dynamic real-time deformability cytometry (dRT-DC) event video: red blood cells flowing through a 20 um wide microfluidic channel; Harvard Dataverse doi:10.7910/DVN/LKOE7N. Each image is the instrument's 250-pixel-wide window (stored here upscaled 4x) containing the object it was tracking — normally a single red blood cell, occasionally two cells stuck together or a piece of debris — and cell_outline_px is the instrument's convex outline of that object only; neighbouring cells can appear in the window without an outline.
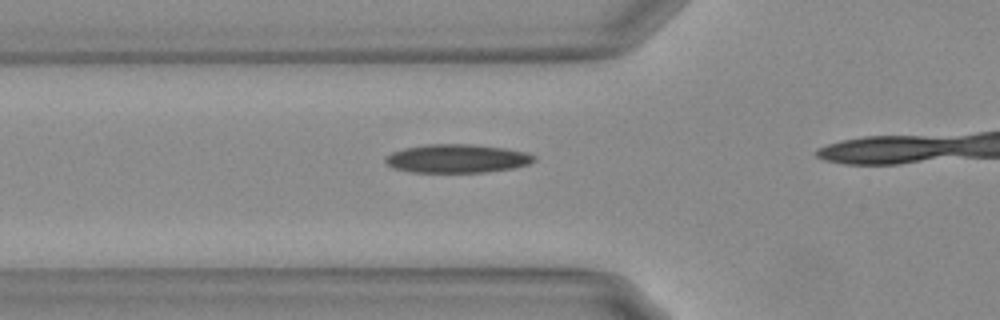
{"species": "Egyptian fruit bat (a non-hibernating species)", "species_latin": "Rousettus aegyptiacus", "temperature_condition": "warm", "stored_images_in_passage": 17, "camera_frame_rate_fps": 3000, "um_per_image_px": 0.085, "animal": {"sex": "female"}, "frame": {"image": 1, "passage_image": 6, "time_ms": 1.667, "image_size_px": [1000, 320], "cell_outline_px": [[536, 160], [528, 164], [516, 168], [484, 172], [408, 172], [392, 168], [384, 160], [384, 156], [392, 152], [404, 148], [428, 144], [472, 144], [504, 148], [528, 152], [536, 156]], "centroid_in_image_um": [38.85, 13.48], "position_along_channel_um": 86.9, "area_um2": 24.97}}
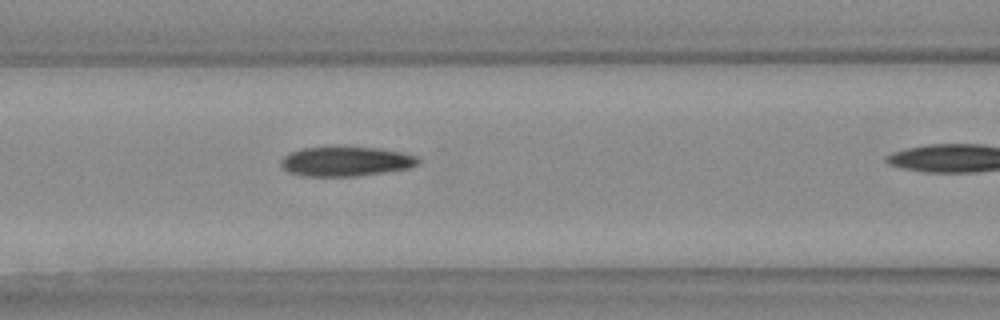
{"frame": {"image": 2, "passage_image": 10, "time_ms": 3.0, "image_size_px": [1000, 320], "cell_outline_px": [[420, 164], [408, 168], [384, 172], [356, 176], [304, 176], [288, 172], [280, 164], [280, 160], [284, 156], [292, 152], [304, 148], [340, 144], [380, 148], [400, 152], [416, 156], [420, 160]], "centroid_in_image_um": [29.39, 13.68], "position_along_channel_um": 137.2, "area_um2": 24.33}}